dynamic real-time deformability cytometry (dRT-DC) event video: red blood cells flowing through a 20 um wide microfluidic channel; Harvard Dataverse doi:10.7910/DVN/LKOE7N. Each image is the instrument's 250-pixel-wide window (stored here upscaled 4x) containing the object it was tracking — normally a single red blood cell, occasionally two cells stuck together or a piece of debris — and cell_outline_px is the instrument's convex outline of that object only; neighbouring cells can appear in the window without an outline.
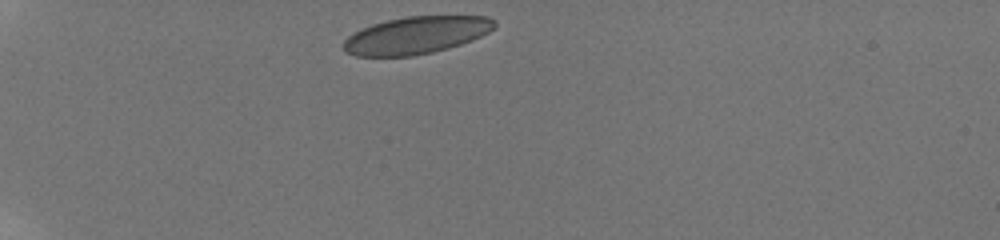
{"species": "human", "species_latin": "Homo sapiens", "temperature_condition": "room temperature", "stored_images_in_passage": 37, "camera_frame_rate_fps": 3000, "um_per_image_px": 0.085, "donor": {"sex": "male"}, "frame": {"image": 1, "passage_image": 1, "time_ms": 0.0, "image_size_px": [1000, 240], "cell_outline_px": [[496, 24], [488, 32], [472, 40], [448, 48], [432, 52], [412, 56], [356, 56], [344, 52], [344, 40], [348, 36], [372, 24], [388, 20], [408, 16], [488, 16], [496, 20]], "centroid_in_image_um": [35.38, 2.99], "position_along_channel_um": 49.6, "area_um2": 32.6}}
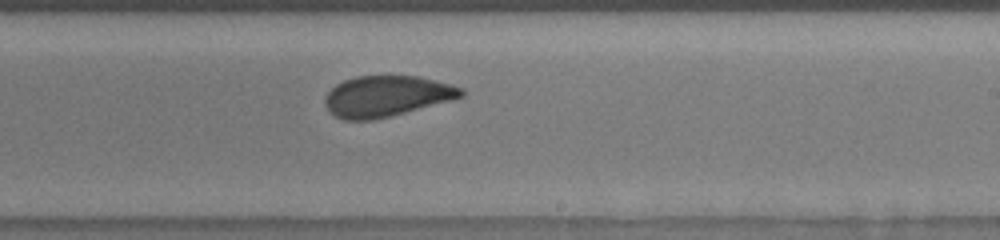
{"frame": {"image": 2, "passage_image": 21, "time_ms": 6.667, "image_size_px": [1000, 240], "cell_outline_px": [[464, 96], [456, 100], [372, 120], [344, 120], [328, 112], [324, 104], [324, 100], [328, 92], [336, 84], [344, 80], [356, 76], [416, 76], [464, 88]], "centroid_in_image_um": [32.86, 8.18], "position_along_channel_um": 256.1, "area_um2": 32.48}}
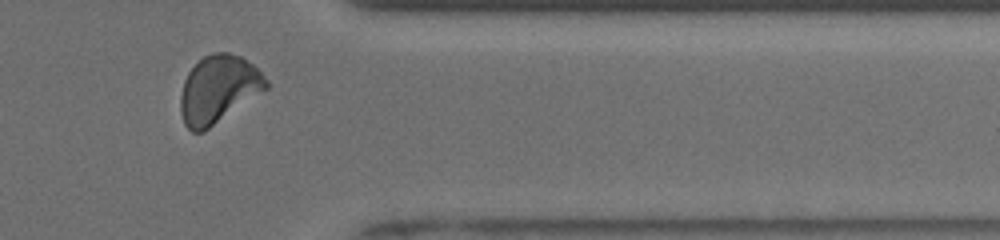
{"frame": {"image": 3, "passage_image": 32, "time_ms": 10.333, "image_size_px": [1000, 240], "cell_outline_px": [[268, 88], [204, 132], [192, 132], [184, 124], [180, 112], [180, 96], [184, 80], [188, 72], [204, 56], [212, 52], [228, 52], [240, 56], [252, 64], [268, 80]], "centroid_in_image_um": [18.55, 7.6], "position_along_channel_um": 392.9, "area_um2": 33.64}, "authors_computed_cell_mechanics": {"area_um2": 33.0038, "velocity_mm_per_s": 3.838, "shape_relaxation_time_tau1_ms": 6.2922, "shape_relaxation_time_tau2_ms": 0.8387, "deformation_change_tau1": 0.1325, "deformation_change_tau2": 0.0662}}